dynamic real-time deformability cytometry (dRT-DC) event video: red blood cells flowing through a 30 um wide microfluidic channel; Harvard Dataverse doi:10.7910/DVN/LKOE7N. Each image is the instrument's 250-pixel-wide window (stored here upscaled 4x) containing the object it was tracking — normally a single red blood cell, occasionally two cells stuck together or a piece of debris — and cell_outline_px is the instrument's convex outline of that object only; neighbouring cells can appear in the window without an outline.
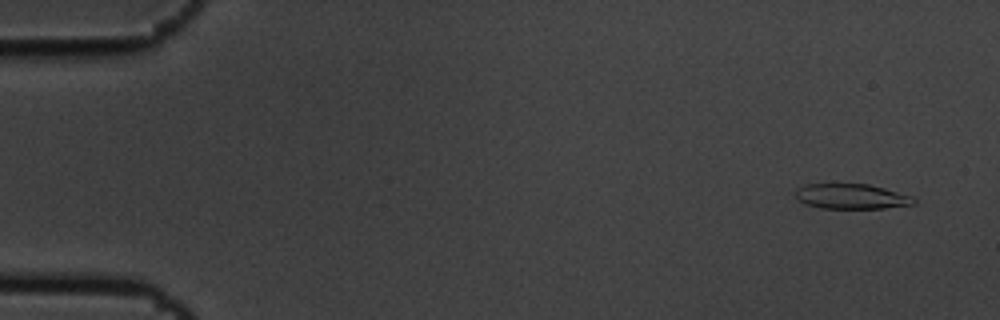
{"species": "common noctule bat (a hibernating species)", "species_latin": "Nyctalus noctula", "temperature_condition": "cold", "stored_images_in_passage": 6, "camera_frame_rate_fps": 3000, "um_per_image_px": 0.085, "animal": {"sex": "male", "body_mass_g": 19.5, "forearm_length_mm": 54.6}, "frame": {"image": 1, "passage_image": 1, "time_ms": 0.0, "image_size_px": [1000, 320], "cell_outline_px": [[916, 204], [884, 208], [820, 208], [804, 204], [796, 196], [796, 188], [804, 184], [868, 184], [884, 188], [912, 196], [916, 200]], "centroid_in_image_um": [72.37, 16.7], "position_along_channel_um": 12.6, "area_um2": 17.28}}
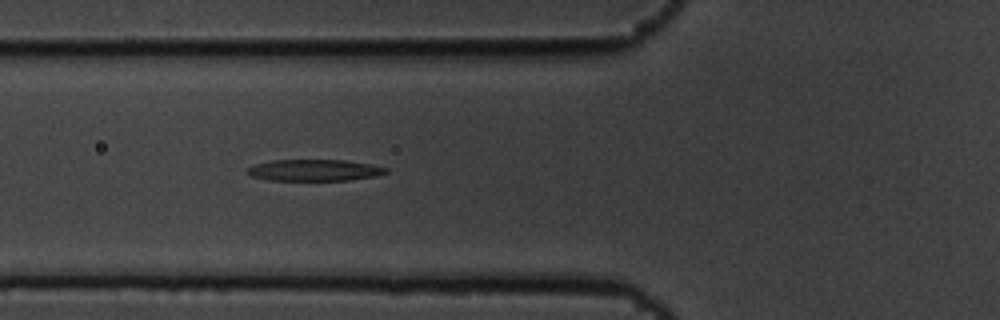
{"frame": {"image": 2, "passage_image": 6, "time_ms": 1.667, "image_size_px": [1000, 320], "cell_outline_px": [[388, 172], [376, 176], [348, 180], [268, 180], [252, 176], [244, 172], [248, 168], [256, 164], [272, 160], [344, 160], [372, 164], [388, 168]], "centroid_in_image_um": [26.73, 14.46], "position_along_channel_um": 99.1, "area_um2": 17.34}}